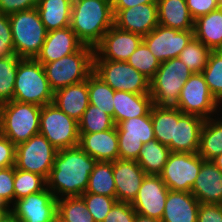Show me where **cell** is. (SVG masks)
<instances>
[{
  "label": "cell",
  "instance_id": "6da1fadb",
  "mask_svg": "<svg viewBox=\"0 0 222 222\" xmlns=\"http://www.w3.org/2000/svg\"><path fill=\"white\" fill-rule=\"evenodd\" d=\"M96 163L97 160L79 146L58 150L46 187L57 199L81 196Z\"/></svg>",
  "mask_w": 222,
  "mask_h": 222
},
{
  "label": "cell",
  "instance_id": "7a4b0ae2",
  "mask_svg": "<svg viewBox=\"0 0 222 222\" xmlns=\"http://www.w3.org/2000/svg\"><path fill=\"white\" fill-rule=\"evenodd\" d=\"M113 25L112 0H72L70 27L84 45L95 47Z\"/></svg>",
  "mask_w": 222,
  "mask_h": 222
},
{
  "label": "cell",
  "instance_id": "3957f363",
  "mask_svg": "<svg viewBox=\"0 0 222 222\" xmlns=\"http://www.w3.org/2000/svg\"><path fill=\"white\" fill-rule=\"evenodd\" d=\"M44 67L36 59L21 58L15 78L13 100L44 106L53 102Z\"/></svg>",
  "mask_w": 222,
  "mask_h": 222
},
{
  "label": "cell",
  "instance_id": "277c9868",
  "mask_svg": "<svg viewBox=\"0 0 222 222\" xmlns=\"http://www.w3.org/2000/svg\"><path fill=\"white\" fill-rule=\"evenodd\" d=\"M41 108L14 100L0 104V134L15 145L28 141L39 134Z\"/></svg>",
  "mask_w": 222,
  "mask_h": 222
},
{
  "label": "cell",
  "instance_id": "5b68a950",
  "mask_svg": "<svg viewBox=\"0 0 222 222\" xmlns=\"http://www.w3.org/2000/svg\"><path fill=\"white\" fill-rule=\"evenodd\" d=\"M94 47L83 45L77 52L43 65L51 89L81 83L93 72Z\"/></svg>",
  "mask_w": 222,
  "mask_h": 222
},
{
  "label": "cell",
  "instance_id": "8992f818",
  "mask_svg": "<svg viewBox=\"0 0 222 222\" xmlns=\"http://www.w3.org/2000/svg\"><path fill=\"white\" fill-rule=\"evenodd\" d=\"M9 22L15 55L35 59L47 35L37 8L10 14Z\"/></svg>",
  "mask_w": 222,
  "mask_h": 222
},
{
  "label": "cell",
  "instance_id": "52a82bcc",
  "mask_svg": "<svg viewBox=\"0 0 222 222\" xmlns=\"http://www.w3.org/2000/svg\"><path fill=\"white\" fill-rule=\"evenodd\" d=\"M192 74L179 58L161 62L150 80L149 94L153 105L174 107L179 100L181 89Z\"/></svg>",
  "mask_w": 222,
  "mask_h": 222
},
{
  "label": "cell",
  "instance_id": "ba28073f",
  "mask_svg": "<svg viewBox=\"0 0 222 222\" xmlns=\"http://www.w3.org/2000/svg\"><path fill=\"white\" fill-rule=\"evenodd\" d=\"M39 133L57 149L78 146V122L57 108L53 103L41 108Z\"/></svg>",
  "mask_w": 222,
  "mask_h": 222
},
{
  "label": "cell",
  "instance_id": "9c48e42d",
  "mask_svg": "<svg viewBox=\"0 0 222 222\" xmlns=\"http://www.w3.org/2000/svg\"><path fill=\"white\" fill-rule=\"evenodd\" d=\"M93 72L114 91L150 93V80L127 62L93 60Z\"/></svg>",
  "mask_w": 222,
  "mask_h": 222
},
{
  "label": "cell",
  "instance_id": "30bf717a",
  "mask_svg": "<svg viewBox=\"0 0 222 222\" xmlns=\"http://www.w3.org/2000/svg\"><path fill=\"white\" fill-rule=\"evenodd\" d=\"M57 149L42 134L16 145L15 168L48 178Z\"/></svg>",
  "mask_w": 222,
  "mask_h": 222
},
{
  "label": "cell",
  "instance_id": "8fae6325",
  "mask_svg": "<svg viewBox=\"0 0 222 222\" xmlns=\"http://www.w3.org/2000/svg\"><path fill=\"white\" fill-rule=\"evenodd\" d=\"M221 106L210 93L202 73H193L181 89L179 100L174 107L184 114L209 119L214 114L219 115Z\"/></svg>",
  "mask_w": 222,
  "mask_h": 222
},
{
  "label": "cell",
  "instance_id": "7c38bea8",
  "mask_svg": "<svg viewBox=\"0 0 222 222\" xmlns=\"http://www.w3.org/2000/svg\"><path fill=\"white\" fill-rule=\"evenodd\" d=\"M203 161L198 153L171 152L160 177L169 190L191 193Z\"/></svg>",
  "mask_w": 222,
  "mask_h": 222
},
{
  "label": "cell",
  "instance_id": "4fadbf2b",
  "mask_svg": "<svg viewBox=\"0 0 222 222\" xmlns=\"http://www.w3.org/2000/svg\"><path fill=\"white\" fill-rule=\"evenodd\" d=\"M116 129L121 160H137L143 144L155 139L151 111L146 116L119 122Z\"/></svg>",
  "mask_w": 222,
  "mask_h": 222
},
{
  "label": "cell",
  "instance_id": "5bb4252c",
  "mask_svg": "<svg viewBox=\"0 0 222 222\" xmlns=\"http://www.w3.org/2000/svg\"><path fill=\"white\" fill-rule=\"evenodd\" d=\"M193 36L194 30L179 31L159 24L143 36V42L160 62H164L178 58Z\"/></svg>",
  "mask_w": 222,
  "mask_h": 222
},
{
  "label": "cell",
  "instance_id": "9a60e30c",
  "mask_svg": "<svg viewBox=\"0 0 222 222\" xmlns=\"http://www.w3.org/2000/svg\"><path fill=\"white\" fill-rule=\"evenodd\" d=\"M143 41V36L118 29L113 25L94 47L93 60L126 62Z\"/></svg>",
  "mask_w": 222,
  "mask_h": 222
},
{
  "label": "cell",
  "instance_id": "2e32d148",
  "mask_svg": "<svg viewBox=\"0 0 222 222\" xmlns=\"http://www.w3.org/2000/svg\"><path fill=\"white\" fill-rule=\"evenodd\" d=\"M58 199L46 187L43 191L15 200L9 209L20 222H53Z\"/></svg>",
  "mask_w": 222,
  "mask_h": 222
},
{
  "label": "cell",
  "instance_id": "e0dca14e",
  "mask_svg": "<svg viewBox=\"0 0 222 222\" xmlns=\"http://www.w3.org/2000/svg\"><path fill=\"white\" fill-rule=\"evenodd\" d=\"M168 191L160 175H146L131 205L136 213L161 221Z\"/></svg>",
  "mask_w": 222,
  "mask_h": 222
},
{
  "label": "cell",
  "instance_id": "ac0fdd59",
  "mask_svg": "<svg viewBox=\"0 0 222 222\" xmlns=\"http://www.w3.org/2000/svg\"><path fill=\"white\" fill-rule=\"evenodd\" d=\"M114 25L123 31L145 36L159 25L157 3L139 4L127 9H112Z\"/></svg>",
  "mask_w": 222,
  "mask_h": 222
},
{
  "label": "cell",
  "instance_id": "d6986e66",
  "mask_svg": "<svg viewBox=\"0 0 222 222\" xmlns=\"http://www.w3.org/2000/svg\"><path fill=\"white\" fill-rule=\"evenodd\" d=\"M146 175L136 160H115L113 176L117 202L132 203Z\"/></svg>",
  "mask_w": 222,
  "mask_h": 222
},
{
  "label": "cell",
  "instance_id": "ffe728a7",
  "mask_svg": "<svg viewBox=\"0 0 222 222\" xmlns=\"http://www.w3.org/2000/svg\"><path fill=\"white\" fill-rule=\"evenodd\" d=\"M84 44L70 26L47 32L36 60L42 65L77 52Z\"/></svg>",
  "mask_w": 222,
  "mask_h": 222
},
{
  "label": "cell",
  "instance_id": "44dd1931",
  "mask_svg": "<svg viewBox=\"0 0 222 222\" xmlns=\"http://www.w3.org/2000/svg\"><path fill=\"white\" fill-rule=\"evenodd\" d=\"M191 194L200 204L222 205V171L211 160L202 162Z\"/></svg>",
  "mask_w": 222,
  "mask_h": 222
},
{
  "label": "cell",
  "instance_id": "7402d4cb",
  "mask_svg": "<svg viewBox=\"0 0 222 222\" xmlns=\"http://www.w3.org/2000/svg\"><path fill=\"white\" fill-rule=\"evenodd\" d=\"M78 146L97 161L114 162L119 159L116 126L96 133H79Z\"/></svg>",
  "mask_w": 222,
  "mask_h": 222
},
{
  "label": "cell",
  "instance_id": "603a6c76",
  "mask_svg": "<svg viewBox=\"0 0 222 222\" xmlns=\"http://www.w3.org/2000/svg\"><path fill=\"white\" fill-rule=\"evenodd\" d=\"M205 119L194 114H183L175 122L174 139L168 145L171 152L197 153L200 133Z\"/></svg>",
  "mask_w": 222,
  "mask_h": 222
},
{
  "label": "cell",
  "instance_id": "cb8c5ba5",
  "mask_svg": "<svg viewBox=\"0 0 222 222\" xmlns=\"http://www.w3.org/2000/svg\"><path fill=\"white\" fill-rule=\"evenodd\" d=\"M52 103L78 122L90 104L88 78L81 83L56 90Z\"/></svg>",
  "mask_w": 222,
  "mask_h": 222
},
{
  "label": "cell",
  "instance_id": "d4e9b609",
  "mask_svg": "<svg viewBox=\"0 0 222 222\" xmlns=\"http://www.w3.org/2000/svg\"><path fill=\"white\" fill-rule=\"evenodd\" d=\"M199 206L190 192L169 190L160 222H197Z\"/></svg>",
  "mask_w": 222,
  "mask_h": 222
},
{
  "label": "cell",
  "instance_id": "484cf974",
  "mask_svg": "<svg viewBox=\"0 0 222 222\" xmlns=\"http://www.w3.org/2000/svg\"><path fill=\"white\" fill-rule=\"evenodd\" d=\"M113 121L119 122L133 118L146 116L153 106L150 94H134L125 91H114Z\"/></svg>",
  "mask_w": 222,
  "mask_h": 222
},
{
  "label": "cell",
  "instance_id": "4316f807",
  "mask_svg": "<svg viewBox=\"0 0 222 222\" xmlns=\"http://www.w3.org/2000/svg\"><path fill=\"white\" fill-rule=\"evenodd\" d=\"M157 6L160 25L179 31L194 30L186 0H158Z\"/></svg>",
  "mask_w": 222,
  "mask_h": 222
},
{
  "label": "cell",
  "instance_id": "83f0119b",
  "mask_svg": "<svg viewBox=\"0 0 222 222\" xmlns=\"http://www.w3.org/2000/svg\"><path fill=\"white\" fill-rule=\"evenodd\" d=\"M194 36L212 51L222 50V6L194 20Z\"/></svg>",
  "mask_w": 222,
  "mask_h": 222
},
{
  "label": "cell",
  "instance_id": "f1b7e54d",
  "mask_svg": "<svg viewBox=\"0 0 222 222\" xmlns=\"http://www.w3.org/2000/svg\"><path fill=\"white\" fill-rule=\"evenodd\" d=\"M36 8L47 32L70 26L72 0H39Z\"/></svg>",
  "mask_w": 222,
  "mask_h": 222
},
{
  "label": "cell",
  "instance_id": "f546056e",
  "mask_svg": "<svg viewBox=\"0 0 222 222\" xmlns=\"http://www.w3.org/2000/svg\"><path fill=\"white\" fill-rule=\"evenodd\" d=\"M183 114L176 107L153 105L151 119L155 140L168 146L171 140L174 139L175 122H178Z\"/></svg>",
  "mask_w": 222,
  "mask_h": 222
},
{
  "label": "cell",
  "instance_id": "4dcf8cb0",
  "mask_svg": "<svg viewBox=\"0 0 222 222\" xmlns=\"http://www.w3.org/2000/svg\"><path fill=\"white\" fill-rule=\"evenodd\" d=\"M205 119L201 133L198 154L204 160H212L222 153V115Z\"/></svg>",
  "mask_w": 222,
  "mask_h": 222
},
{
  "label": "cell",
  "instance_id": "1f68e13d",
  "mask_svg": "<svg viewBox=\"0 0 222 222\" xmlns=\"http://www.w3.org/2000/svg\"><path fill=\"white\" fill-rule=\"evenodd\" d=\"M170 153L168 146L154 139L143 144L136 161L147 175H160Z\"/></svg>",
  "mask_w": 222,
  "mask_h": 222
},
{
  "label": "cell",
  "instance_id": "d6a6232c",
  "mask_svg": "<svg viewBox=\"0 0 222 222\" xmlns=\"http://www.w3.org/2000/svg\"><path fill=\"white\" fill-rule=\"evenodd\" d=\"M85 193L116 197L113 162L97 161L90 174Z\"/></svg>",
  "mask_w": 222,
  "mask_h": 222
},
{
  "label": "cell",
  "instance_id": "836d02e7",
  "mask_svg": "<svg viewBox=\"0 0 222 222\" xmlns=\"http://www.w3.org/2000/svg\"><path fill=\"white\" fill-rule=\"evenodd\" d=\"M89 103L98 106L99 109L107 112L113 118L114 90L99 78L94 72L88 77Z\"/></svg>",
  "mask_w": 222,
  "mask_h": 222
},
{
  "label": "cell",
  "instance_id": "e575fe53",
  "mask_svg": "<svg viewBox=\"0 0 222 222\" xmlns=\"http://www.w3.org/2000/svg\"><path fill=\"white\" fill-rule=\"evenodd\" d=\"M212 50L193 36L178 58L189 67L192 73H202Z\"/></svg>",
  "mask_w": 222,
  "mask_h": 222
},
{
  "label": "cell",
  "instance_id": "d590c367",
  "mask_svg": "<svg viewBox=\"0 0 222 222\" xmlns=\"http://www.w3.org/2000/svg\"><path fill=\"white\" fill-rule=\"evenodd\" d=\"M115 126L112 116L91 104L78 121L79 133L103 132Z\"/></svg>",
  "mask_w": 222,
  "mask_h": 222
},
{
  "label": "cell",
  "instance_id": "8d00e7d4",
  "mask_svg": "<svg viewBox=\"0 0 222 222\" xmlns=\"http://www.w3.org/2000/svg\"><path fill=\"white\" fill-rule=\"evenodd\" d=\"M57 214L67 222H95L80 196L59 198Z\"/></svg>",
  "mask_w": 222,
  "mask_h": 222
},
{
  "label": "cell",
  "instance_id": "74e56055",
  "mask_svg": "<svg viewBox=\"0 0 222 222\" xmlns=\"http://www.w3.org/2000/svg\"><path fill=\"white\" fill-rule=\"evenodd\" d=\"M202 75L212 96L219 104L222 103V50H213L210 53Z\"/></svg>",
  "mask_w": 222,
  "mask_h": 222
},
{
  "label": "cell",
  "instance_id": "f35d334b",
  "mask_svg": "<svg viewBox=\"0 0 222 222\" xmlns=\"http://www.w3.org/2000/svg\"><path fill=\"white\" fill-rule=\"evenodd\" d=\"M20 57L0 58V104L13 100L15 78Z\"/></svg>",
  "mask_w": 222,
  "mask_h": 222
},
{
  "label": "cell",
  "instance_id": "ab89813d",
  "mask_svg": "<svg viewBox=\"0 0 222 222\" xmlns=\"http://www.w3.org/2000/svg\"><path fill=\"white\" fill-rule=\"evenodd\" d=\"M45 188L46 179L41 175L15 168L14 201L43 191Z\"/></svg>",
  "mask_w": 222,
  "mask_h": 222
},
{
  "label": "cell",
  "instance_id": "60d3db41",
  "mask_svg": "<svg viewBox=\"0 0 222 222\" xmlns=\"http://www.w3.org/2000/svg\"><path fill=\"white\" fill-rule=\"evenodd\" d=\"M126 62L149 80L154 77L161 63L143 41Z\"/></svg>",
  "mask_w": 222,
  "mask_h": 222
},
{
  "label": "cell",
  "instance_id": "b9f144b4",
  "mask_svg": "<svg viewBox=\"0 0 222 222\" xmlns=\"http://www.w3.org/2000/svg\"><path fill=\"white\" fill-rule=\"evenodd\" d=\"M80 197L84 200L86 208L95 222H103L112 206L117 202L116 197L93 193H83Z\"/></svg>",
  "mask_w": 222,
  "mask_h": 222
},
{
  "label": "cell",
  "instance_id": "7bdbcfd3",
  "mask_svg": "<svg viewBox=\"0 0 222 222\" xmlns=\"http://www.w3.org/2000/svg\"><path fill=\"white\" fill-rule=\"evenodd\" d=\"M15 166L0 168V200L8 207L14 203Z\"/></svg>",
  "mask_w": 222,
  "mask_h": 222
},
{
  "label": "cell",
  "instance_id": "ee69618b",
  "mask_svg": "<svg viewBox=\"0 0 222 222\" xmlns=\"http://www.w3.org/2000/svg\"><path fill=\"white\" fill-rule=\"evenodd\" d=\"M15 56L9 15L0 12V58Z\"/></svg>",
  "mask_w": 222,
  "mask_h": 222
},
{
  "label": "cell",
  "instance_id": "f6af8a7d",
  "mask_svg": "<svg viewBox=\"0 0 222 222\" xmlns=\"http://www.w3.org/2000/svg\"><path fill=\"white\" fill-rule=\"evenodd\" d=\"M136 214L131 203L116 202L103 222H134Z\"/></svg>",
  "mask_w": 222,
  "mask_h": 222
},
{
  "label": "cell",
  "instance_id": "bcb514c9",
  "mask_svg": "<svg viewBox=\"0 0 222 222\" xmlns=\"http://www.w3.org/2000/svg\"><path fill=\"white\" fill-rule=\"evenodd\" d=\"M186 4L194 20L221 7L217 0H186Z\"/></svg>",
  "mask_w": 222,
  "mask_h": 222
},
{
  "label": "cell",
  "instance_id": "7dc6e473",
  "mask_svg": "<svg viewBox=\"0 0 222 222\" xmlns=\"http://www.w3.org/2000/svg\"><path fill=\"white\" fill-rule=\"evenodd\" d=\"M16 145L0 134V168L15 166Z\"/></svg>",
  "mask_w": 222,
  "mask_h": 222
},
{
  "label": "cell",
  "instance_id": "c3c4849f",
  "mask_svg": "<svg viewBox=\"0 0 222 222\" xmlns=\"http://www.w3.org/2000/svg\"><path fill=\"white\" fill-rule=\"evenodd\" d=\"M39 0H0V12L10 15L16 12L36 8Z\"/></svg>",
  "mask_w": 222,
  "mask_h": 222
},
{
  "label": "cell",
  "instance_id": "681fc988",
  "mask_svg": "<svg viewBox=\"0 0 222 222\" xmlns=\"http://www.w3.org/2000/svg\"><path fill=\"white\" fill-rule=\"evenodd\" d=\"M197 222H222V205L200 204Z\"/></svg>",
  "mask_w": 222,
  "mask_h": 222
},
{
  "label": "cell",
  "instance_id": "f907efd6",
  "mask_svg": "<svg viewBox=\"0 0 222 222\" xmlns=\"http://www.w3.org/2000/svg\"><path fill=\"white\" fill-rule=\"evenodd\" d=\"M158 0H112V9H127L139 4L157 3Z\"/></svg>",
  "mask_w": 222,
  "mask_h": 222
},
{
  "label": "cell",
  "instance_id": "816d5d0a",
  "mask_svg": "<svg viewBox=\"0 0 222 222\" xmlns=\"http://www.w3.org/2000/svg\"><path fill=\"white\" fill-rule=\"evenodd\" d=\"M0 222H20L19 218L9 209L3 217L0 219Z\"/></svg>",
  "mask_w": 222,
  "mask_h": 222
},
{
  "label": "cell",
  "instance_id": "f5cc1de1",
  "mask_svg": "<svg viewBox=\"0 0 222 222\" xmlns=\"http://www.w3.org/2000/svg\"><path fill=\"white\" fill-rule=\"evenodd\" d=\"M134 222H160V221L157 220V219L150 218L148 216H144V215H141V214L137 213Z\"/></svg>",
  "mask_w": 222,
  "mask_h": 222
},
{
  "label": "cell",
  "instance_id": "db71d44e",
  "mask_svg": "<svg viewBox=\"0 0 222 222\" xmlns=\"http://www.w3.org/2000/svg\"><path fill=\"white\" fill-rule=\"evenodd\" d=\"M211 161L222 171V153Z\"/></svg>",
  "mask_w": 222,
  "mask_h": 222
},
{
  "label": "cell",
  "instance_id": "11a10c76",
  "mask_svg": "<svg viewBox=\"0 0 222 222\" xmlns=\"http://www.w3.org/2000/svg\"><path fill=\"white\" fill-rule=\"evenodd\" d=\"M9 210V207L7 205H0V219L3 217V215Z\"/></svg>",
  "mask_w": 222,
  "mask_h": 222
},
{
  "label": "cell",
  "instance_id": "9f6ffc18",
  "mask_svg": "<svg viewBox=\"0 0 222 222\" xmlns=\"http://www.w3.org/2000/svg\"><path fill=\"white\" fill-rule=\"evenodd\" d=\"M53 222H67V221L61 218L58 214H56Z\"/></svg>",
  "mask_w": 222,
  "mask_h": 222
},
{
  "label": "cell",
  "instance_id": "6f0895ef",
  "mask_svg": "<svg viewBox=\"0 0 222 222\" xmlns=\"http://www.w3.org/2000/svg\"><path fill=\"white\" fill-rule=\"evenodd\" d=\"M219 3H220V5H222V0H217Z\"/></svg>",
  "mask_w": 222,
  "mask_h": 222
},
{
  "label": "cell",
  "instance_id": "680465c9",
  "mask_svg": "<svg viewBox=\"0 0 222 222\" xmlns=\"http://www.w3.org/2000/svg\"><path fill=\"white\" fill-rule=\"evenodd\" d=\"M0 205H6V204H4V203L0 200Z\"/></svg>",
  "mask_w": 222,
  "mask_h": 222
}]
</instances>
